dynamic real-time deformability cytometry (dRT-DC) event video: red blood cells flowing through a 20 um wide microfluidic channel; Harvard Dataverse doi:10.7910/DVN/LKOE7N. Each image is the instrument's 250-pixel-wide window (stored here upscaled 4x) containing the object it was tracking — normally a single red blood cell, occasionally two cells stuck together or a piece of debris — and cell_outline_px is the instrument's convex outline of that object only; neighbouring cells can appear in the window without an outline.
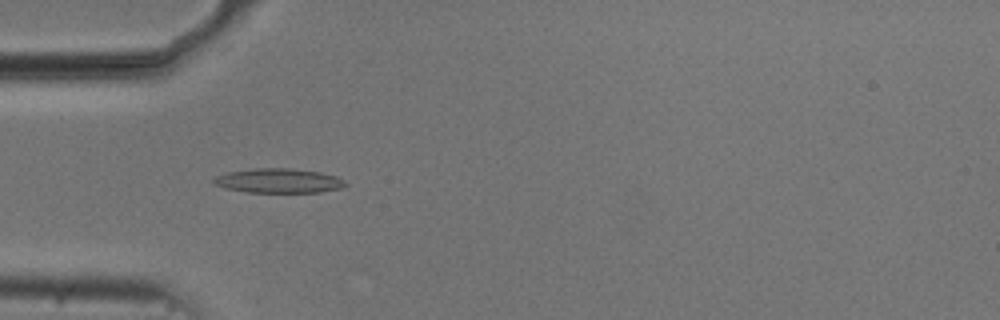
{"species": "common noctule bat (a hibernating species)", "species_latin": "Nyctalus noctula", "temperature_condition": "cold", "stored_images_in_passage": 40, "camera_frame_rate_fps": 3000, "um_per_image_px": 0.085, "animal": {"sex": "male", "body_mass_g": 20.5, "forearm_length_mm": 52.5}, "frame": {"image": 1, "passage_image": 3, "time_ms": 0.667, "image_size_px": [1000, 320], "cell_outline_px": [[348, 184], [344, 188], [320, 192], [248, 192], [228, 188], [216, 184], [212, 180], [216, 176], [228, 172], [256, 168], [288, 168], [320, 172], [336, 176], [344, 180]], "centroid_in_image_um": [23.75, 15.36], "position_along_channel_um": 61.2, "area_um2": 18.61}}
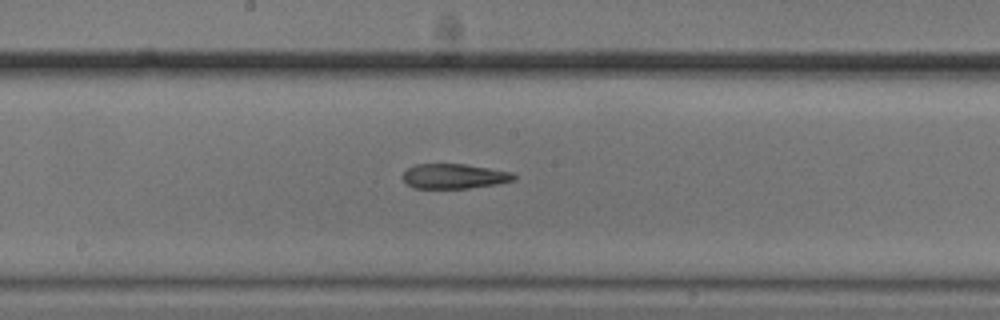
{"frame": {"image": 2, "passage_image": 15, "time_ms": 4.667, "image_size_px": [1000, 320], "cell_outline_px": [[516, 180], [496, 184], [468, 188], [412, 188], [404, 180], [404, 172], [408, 168], [416, 164], [464, 164], [512, 172], [516, 176]], "centroid_in_image_um": [38.62, 14.98], "position_along_channel_um": 209.6, "area_um2": 15.95}}
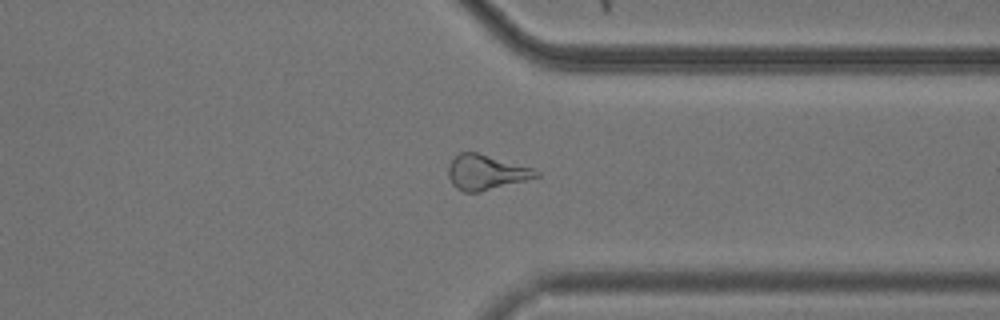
{"frame": {"image": 3, "passage_image": 28, "time_ms": 9.0, "image_size_px": [1000, 320], "cell_outline_px": [[540, 176], [480, 192], [464, 192], [456, 188], [452, 184], [448, 176], [448, 164], [460, 152], [476, 152], [532, 168], [540, 172]], "centroid_in_image_um": [41.28, 14.65], "position_along_channel_um": 370.1, "area_um2": 17.69}, "authors_computed_cell_mechanics": {"area_um2": 17.6579, "velocity_mm_per_s": 3.7341, "shape_relaxation_time_tau1_ms": null, "shape_relaxation_time_tau2_ms": 4.3134, "deformation_change_tau1": null, "deformation_change_tau2": 0.1442}}